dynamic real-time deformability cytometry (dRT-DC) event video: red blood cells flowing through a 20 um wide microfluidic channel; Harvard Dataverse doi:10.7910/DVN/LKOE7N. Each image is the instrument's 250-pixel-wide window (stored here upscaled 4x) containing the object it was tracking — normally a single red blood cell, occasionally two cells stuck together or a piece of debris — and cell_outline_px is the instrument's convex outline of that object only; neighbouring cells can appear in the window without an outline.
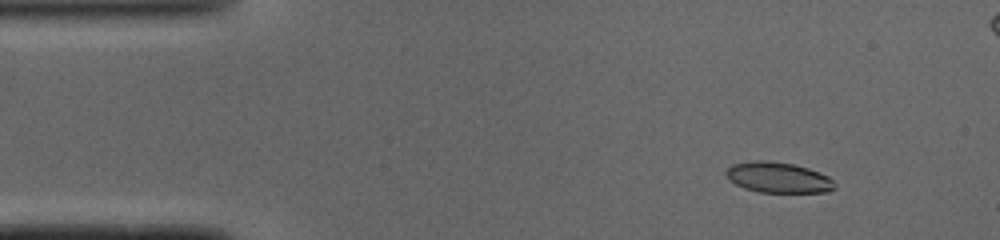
{"species": "common noctule bat (a hibernating species)", "species_latin": "Nyctalus noctula", "temperature_condition": "cold", "stored_images_in_passage": 49, "camera_frame_rate_fps": 3000, "um_per_image_px": 0.085, "animal": {"sex": "male", "body_mass_g": 19.0, "forearm_length_mm": 50.8}, "frame": {"image": 1, "passage_image": 5, "time_ms": 1.333, "image_size_px": [1000, 240], "cell_outline_px": [[836, 188], [828, 192], [760, 192], [744, 188], [728, 180], [724, 172], [732, 164], [752, 160], [764, 160], [792, 164], [808, 168], [828, 176], [836, 184]], "centroid_in_image_um": [66.13, 15.09], "position_along_channel_um": 18.9, "area_um2": 19.42}}
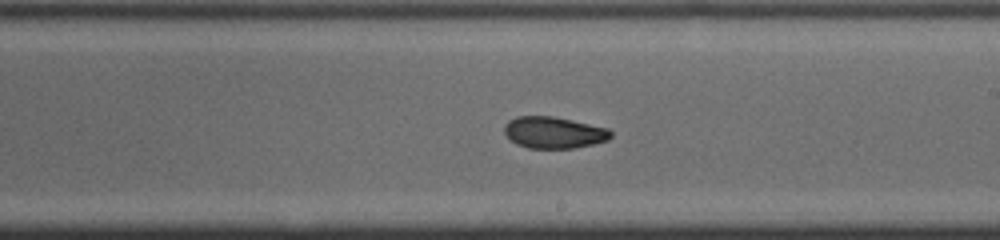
{"frame": {"image": 2, "passage_image": 27, "time_ms": 8.667, "image_size_px": [1000, 240], "cell_outline_px": [[612, 136], [608, 140], [576, 148], [528, 148], [516, 144], [504, 132], [504, 124], [508, 120], [516, 116], [552, 116], [572, 120], [608, 128], [612, 132]], "centroid_in_image_um": [47.07, 11.26], "position_along_channel_um": 241.9, "area_um2": 19.65}}
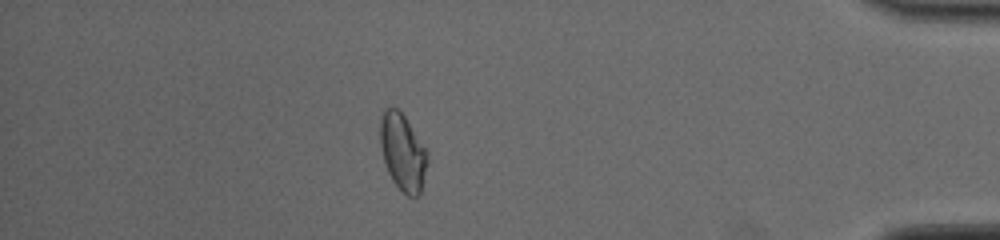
{"frame": {"image": 3, "passage_image": 42, "time_ms": 13.667, "image_size_px": [1000, 240], "cell_outline_px": [[428, 160], [420, 196], [408, 196], [392, 180], [388, 172], [384, 160], [380, 144], [380, 120], [384, 108], [392, 104], [400, 108], [428, 152]], "centroid_in_image_um": [34.23, 12.86], "position_along_channel_um": 401.0, "area_um2": 21.44}, "authors_computed_cell_mechanics": {"area_um2": 20.4034, "velocity_mm_per_s": 4.0956, "shape_relaxation_time_tau1_ms": 5.8874, "shape_relaxation_time_tau2_ms": 1.6819, "deformation_change_tau1": 0.1468, "deformation_change_tau2": 0.0575}}